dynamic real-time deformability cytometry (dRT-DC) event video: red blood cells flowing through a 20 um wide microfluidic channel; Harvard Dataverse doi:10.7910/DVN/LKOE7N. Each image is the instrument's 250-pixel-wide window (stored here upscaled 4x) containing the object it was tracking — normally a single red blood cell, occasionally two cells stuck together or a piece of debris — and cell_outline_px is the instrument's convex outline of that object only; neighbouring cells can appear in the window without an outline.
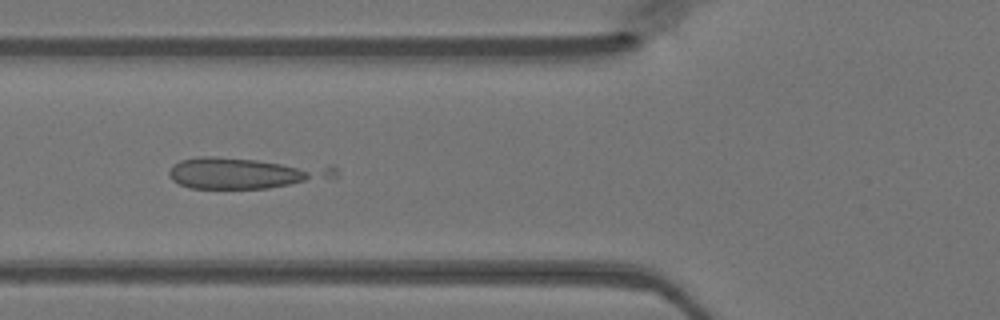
{"species": "Egyptian fruit bat (a non-hibernating species)", "species_latin": "Rousettus aegyptiacus", "temperature_condition": "warm", "stored_images_in_passage": 48, "camera_frame_rate_fps": 3000, "um_per_image_px": 0.085, "animal": {"sex": "female"}, "frame": {"image": 1, "passage_image": 18, "time_ms": 5.667, "image_size_px": [1000, 320], "cell_outline_px": [[336, 180], [268, 188], [192, 188], [180, 184], [172, 180], [168, 176], [168, 172], [180, 160], [196, 156], [212, 156], [332, 164], [336, 168]], "centroid_in_image_um": [21.05, 14.69], "position_along_channel_um": 104.8, "area_um2": 31.21}}
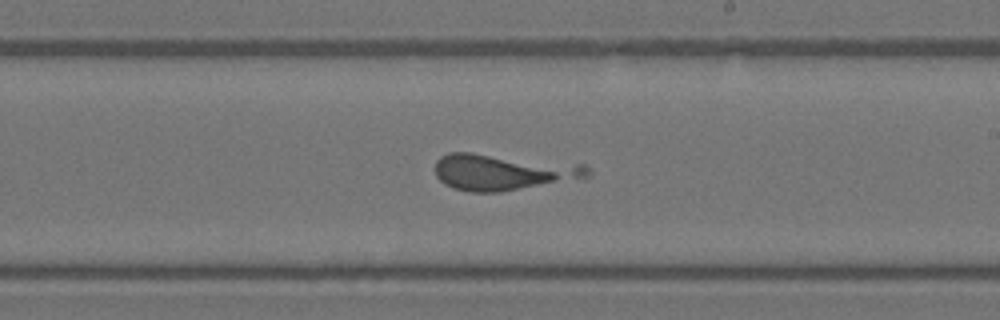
{"frame": {"image": 2, "passage_image": 28, "time_ms": 9.0, "image_size_px": [1000, 320], "cell_outline_px": [[592, 172], [588, 176], [500, 192], [468, 192], [452, 188], [444, 184], [436, 176], [436, 160], [440, 156], [448, 152], [472, 152], [584, 164]], "centroid_in_image_um": [42.67, 14.6], "position_along_channel_um": 246.3, "area_um2": 32.14}}
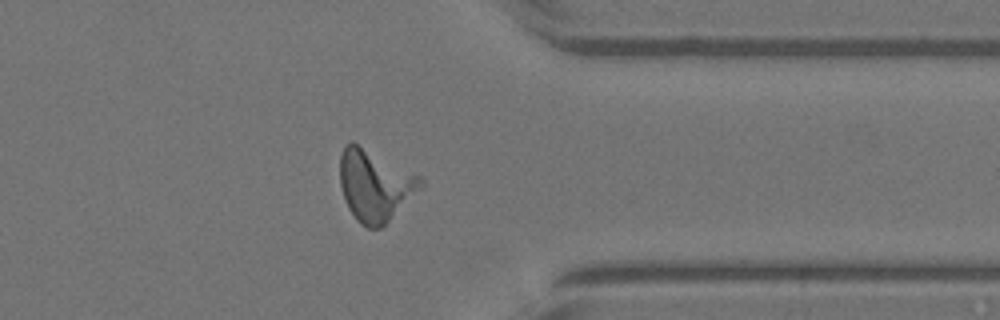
{"frame": {"image": 3, "passage_image": 38, "time_ms": 12.333, "image_size_px": [1000, 320], "cell_outline_px": [[424, 184], [380, 228], [368, 228], [360, 224], [356, 220], [348, 208], [340, 184], [340, 156], [344, 144], [352, 140], [420, 176]], "centroid_in_image_um": [31.81, 15.72], "position_along_channel_um": 379.6, "area_um2": 33.06}}